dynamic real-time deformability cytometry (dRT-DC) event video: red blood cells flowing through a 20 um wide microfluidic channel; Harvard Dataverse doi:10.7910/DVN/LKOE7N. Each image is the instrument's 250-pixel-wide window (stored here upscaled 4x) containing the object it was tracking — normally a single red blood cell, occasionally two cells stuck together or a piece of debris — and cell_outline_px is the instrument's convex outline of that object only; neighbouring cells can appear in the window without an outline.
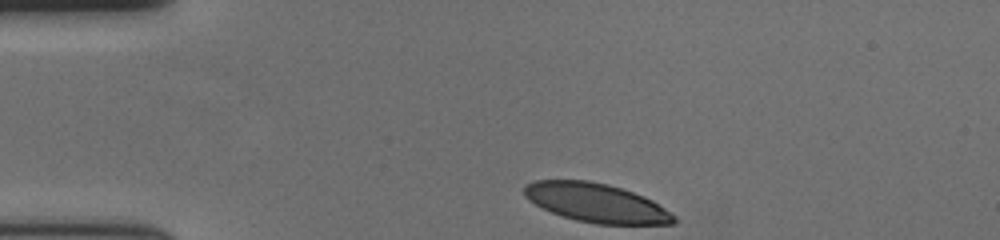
{"species": "human", "species_latin": "Homo sapiens", "temperature_condition": "cold", "stored_images_in_passage": 35, "camera_frame_rate_fps": 3000, "um_per_image_px": 0.085, "donor": {"sex": "female"}, "frame": {"image": 1, "passage_image": 1, "time_ms": 0.0, "image_size_px": [1000, 240], "cell_outline_px": [[676, 220], [672, 224], [596, 224], [576, 220], [552, 212], [528, 200], [524, 196], [524, 188], [528, 184], [536, 180], [588, 180], [608, 184], [644, 196], [652, 200], [676, 216]], "centroid_in_image_um": [50.69, 17.24], "position_along_channel_um": 34.3, "area_um2": 33.64}}
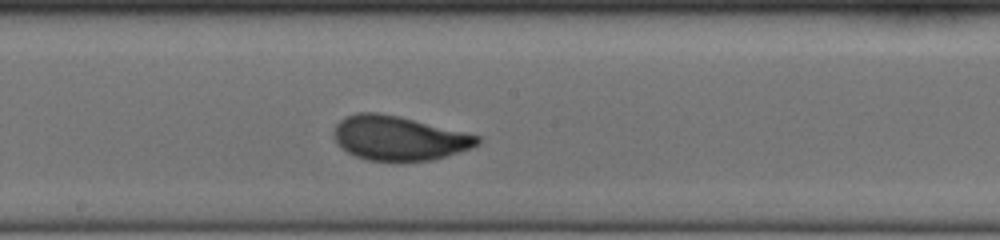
{"frame": {"image": 2, "passage_image": 20, "time_ms": 6.333, "image_size_px": [1000, 240], "cell_outline_px": [[480, 144], [432, 160], [368, 160], [356, 156], [340, 148], [332, 132], [336, 124], [344, 116], [356, 112], [376, 112], [400, 116], [480, 136]], "centroid_in_image_um": [33.84, 11.71], "position_along_channel_um": 214.4, "area_um2": 36.76}}
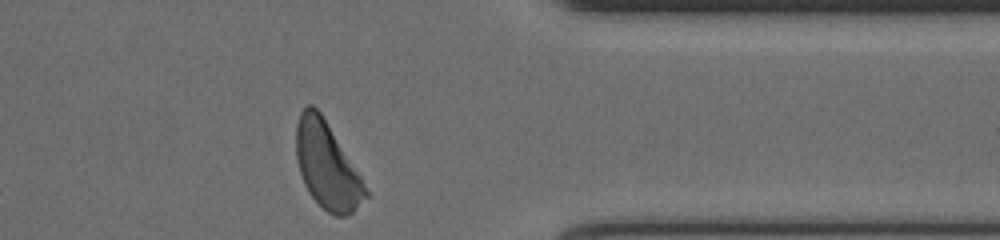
{"frame": {"image": 3, "passage_image": 35, "time_ms": 11.333, "image_size_px": [1000, 240], "cell_outline_px": [[368, 196], [352, 212], [344, 216], [336, 216], [328, 212], [308, 192], [304, 184], [300, 172], [296, 156], [296, 124], [300, 112], [308, 104], [312, 104], [320, 112], [360, 176], [368, 192]], "centroid_in_image_um": [27.76, 14.07], "position_along_channel_um": 383.6, "area_um2": 34.16}, "authors_computed_cell_mechanics": {"area_um2": 36.2406, "velocity_mm_per_s": 3.625, "shape_relaxation_time_tau1_ms": 2.3195, "shape_relaxation_time_tau2_ms": null, "deformation_change_tau1": 0.1323, "deformation_change_tau2": null}}